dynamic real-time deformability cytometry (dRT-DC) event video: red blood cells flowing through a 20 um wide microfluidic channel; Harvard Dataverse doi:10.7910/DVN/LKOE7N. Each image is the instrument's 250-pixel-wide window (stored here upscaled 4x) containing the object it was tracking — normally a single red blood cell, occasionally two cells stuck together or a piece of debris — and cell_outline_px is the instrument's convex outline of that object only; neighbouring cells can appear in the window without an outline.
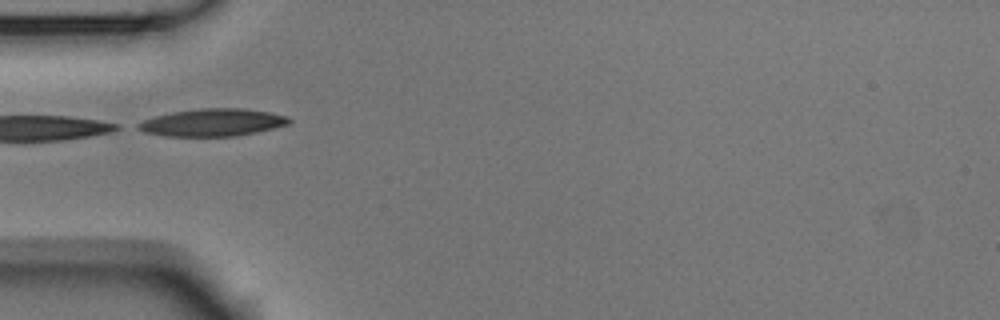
{"species": "Egyptian fruit bat (a non-hibernating species)", "species_latin": "Rousettus aegyptiacus", "temperature_condition": "room temperature", "stored_images_in_passage": 6, "camera_frame_rate_fps": 3000, "um_per_image_px": 0.085, "animal": {"sex": "male"}, "frame": {"image": 1, "passage_image": 1, "time_ms": 0.0, "image_size_px": [1000, 320], "cell_outline_px": [[292, 120], [288, 124], [256, 132], [236, 136], [164, 136], [144, 132], [136, 128], [136, 124], [144, 120], [156, 116], [172, 112], [200, 108], [244, 108], [268, 112], [288, 116]], "centroid_in_image_um": [18.05, 10.41], "position_along_channel_um": 66.9, "area_um2": 24.1}}
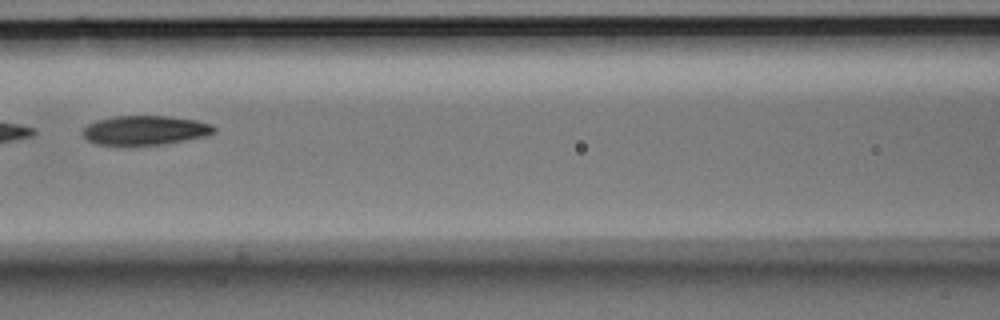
{"frame": {"image": 2, "passage_image": 3, "time_ms": 0.667, "image_size_px": [1000, 320], "cell_outline_px": [[216, 132], [208, 136], [164, 144], [120, 148], [96, 144], [88, 140], [80, 132], [88, 124], [96, 120], [116, 116], [168, 116], [196, 120], [212, 124], [216, 128]], "centroid_in_image_um": [12.3, 11.11], "position_along_channel_um": 154.3, "area_um2": 23.35}}
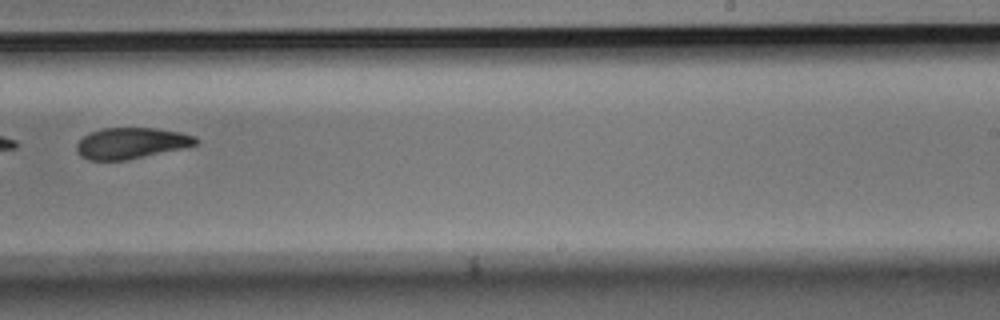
{"frame": {"image": 3, "passage_image": 6, "time_ms": 1.667, "image_size_px": [1000, 320], "cell_outline_px": [[200, 140], [196, 144], [184, 148], [128, 160], [88, 160], [80, 156], [76, 152], [76, 144], [88, 132], [104, 128], [156, 128], [180, 132], [196, 136]], "centroid_in_image_um": [11.15, 12.17], "position_along_channel_um": 277.9, "area_um2": 21.79}}